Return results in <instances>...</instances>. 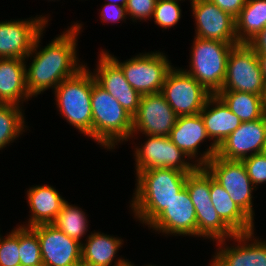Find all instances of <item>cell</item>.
<instances>
[{"mask_svg":"<svg viewBox=\"0 0 266 266\" xmlns=\"http://www.w3.org/2000/svg\"><path fill=\"white\" fill-rule=\"evenodd\" d=\"M107 1H109L108 2L109 4H116V5L126 6L128 0H107ZM117 2H120V4H118Z\"/></svg>","mask_w":266,"mask_h":266,"instance_id":"obj_39","label":"cell"},{"mask_svg":"<svg viewBox=\"0 0 266 266\" xmlns=\"http://www.w3.org/2000/svg\"><path fill=\"white\" fill-rule=\"evenodd\" d=\"M203 167L226 190L232 201L254 221L252 192L256 187L252 184L243 162L225 160L215 155Z\"/></svg>","mask_w":266,"mask_h":266,"instance_id":"obj_9","label":"cell"},{"mask_svg":"<svg viewBox=\"0 0 266 266\" xmlns=\"http://www.w3.org/2000/svg\"><path fill=\"white\" fill-rule=\"evenodd\" d=\"M185 187L196 210L197 236L227 240L235 233L221 220L211 202V175L204 167H198L186 177Z\"/></svg>","mask_w":266,"mask_h":266,"instance_id":"obj_6","label":"cell"},{"mask_svg":"<svg viewBox=\"0 0 266 266\" xmlns=\"http://www.w3.org/2000/svg\"><path fill=\"white\" fill-rule=\"evenodd\" d=\"M265 147L266 115L258 120L241 122L240 126L217 147L216 155L225 160L241 161L264 152Z\"/></svg>","mask_w":266,"mask_h":266,"instance_id":"obj_16","label":"cell"},{"mask_svg":"<svg viewBox=\"0 0 266 266\" xmlns=\"http://www.w3.org/2000/svg\"><path fill=\"white\" fill-rule=\"evenodd\" d=\"M87 68L85 65L74 76L64 79L54 94L60 114L84 136L92 138L91 93L96 79Z\"/></svg>","mask_w":266,"mask_h":266,"instance_id":"obj_4","label":"cell"},{"mask_svg":"<svg viewBox=\"0 0 266 266\" xmlns=\"http://www.w3.org/2000/svg\"><path fill=\"white\" fill-rule=\"evenodd\" d=\"M216 4L221 10L230 14L235 19L239 16L241 9L244 7L246 0H209Z\"/></svg>","mask_w":266,"mask_h":266,"instance_id":"obj_36","label":"cell"},{"mask_svg":"<svg viewBox=\"0 0 266 266\" xmlns=\"http://www.w3.org/2000/svg\"><path fill=\"white\" fill-rule=\"evenodd\" d=\"M253 234L254 231L235 234L231 237L237 243L239 242L235 247H226L225 239L216 241L217 246L220 247L213 256L210 266H266V242L261 239L256 240ZM250 241L253 242L248 243Z\"/></svg>","mask_w":266,"mask_h":266,"instance_id":"obj_20","label":"cell"},{"mask_svg":"<svg viewBox=\"0 0 266 266\" xmlns=\"http://www.w3.org/2000/svg\"><path fill=\"white\" fill-rule=\"evenodd\" d=\"M148 227L167 235L197 236L196 210L186 187Z\"/></svg>","mask_w":266,"mask_h":266,"instance_id":"obj_19","label":"cell"},{"mask_svg":"<svg viewBox=\"0 0 266 266\" xmlns=\"http://www.w3.org/2000/svg\"><path fill=\"white\" fill-rule=\"evenodd\" d=\"M100 18L103 20L101 22H118L124 21L127 16L125 6L116 4H104L102 11L100 12Z\"/></svg>","mask_w":266,"mask_h":266,"instance_id":"obj_35","label":"cell"},{"mask_svg":"<svg viewBox=\"0 0 266 266\" xmlns=\"http://www.w3.org/2000/svg\"><path fill=\"white\" fill-rule=\"evenodd\" d=\"M177 117L161 92L144 94L132 119L131 137L139 132L145 135L169 136Z\"/></svg>","mask_w":266,"mask_h":266,"instance_id":"obj_12","label":"cell"},{"mask_svg":"<svg viewBox=\"0 0 266 266\" xmlns=\"http://www.w3.org/2000/svg\"><path fill=\"white\" fill-rule=\"evenodd\" d=\"M136 175L131 209L135 218L149 226L185 187L188 174L176 169L151 168Z\"/></svg>","mask_w":266,"mask_h":266,"instance_id":"obj_2","label":"cell"},{"mask_svg":"<svg viewBox=\"0 0 266 266\" xmlns=\"http://www.w3.org/2000/svg\"><path fill=\"white\" fill-rule=\"evenodd\" d=\"M169 137L190 160L198 155L201 142L209 138L200 113L177 117Z\"/></svg>","mask_w":266,"mask_h":266,"instance_id":"obj_25","label":"cell"},{"mask_svg":"<svg viewBox=\"0 0 266 266\" xmlns=\"http://www.w3.org/2000/svg\"><path fill=\"white\" fill-rule=\"evenodd\" d=\"M246 172L254 186L266 182V154L264 152L254 154L241 160Z\"/></svg>","mask_w":266,"mask_h":266,"instance_id":"obj_33","label":"cell"},{"mask_svg":"<svg viewBox=\"0 0 266 266\" xmlns=\"http://www.w3.org/2000/svg\"><path fill=\"white\" fill-rule=\"evenodd\" d=\"M157 0H128L125 6L132 20H147L153 16Z\"/></svg>","mask_w":266,"mask_h":266,"instance_id":"obj_34","label":"cell"},{"mask_svg":"<svg viewBox=\"0 0 266 266\" xmlns=\"http://www.w3.org/2000/svg\"><path fill=\"white\" fill-rule=\"evenodd\" d=\"M200 115L209 140H213L203 155L194 161L199 167H203L216 155L217 147L240 126L241 120L216 94L207 99Z\"/></svg>","mask_w":266,"mask_h":266,"instance_id":"obj_13","label":"cell"},{"mask_svg":"<svg viewBox=\"0 0 266 266\" xmlns=\"http://www.w3.org/2000/svg\"><path fill=\"white\" fill-rule=\"evenodd\" d=\"M47 23L45 16L0 22V59H26Z\"/></svg>","mask_w":266,"mask_h":266,"instance_id":"obj_14","label":"cell"},{"mask_svg":"<svg viewBox=\"0 0 266 266\" xmlns=\"http://www.w3.org/2000/svg\"><path fill=\"white\" fill-rule=\"evenodd\" d=\"M92 139L107 149L132 136V119L121 104L97 82L91 93Z\"/></svg>","mask_w":266,"mask_h":266,"instance_id":"obj_3","label":"cell"},{"mask_svg":"<svg viewBox=\"0 0 266 266\" xmlns=\"http://www.w3.org/2000/svg\"><path fill=\"white\" fill-rule=\"evenodd\" d=\"M161 93L178 117L200 113L212 95L184 69L175 67L168 72Z\"/></svg>","mask_w":266,"mask_h":266,"instance_id":"obj_10","label":"cell"},{"mask_svg":"<svg viewBox=\"0 0 266 266\" xmlns=\"http://www.w3.org/2000/svg\"><path fill=\"white\" fill-rule=\"evenodd\" d=\"M22 107L0 103V150L12 143L24 131L25 121Z\"/></svg>","mask_w":266,"mask_h":266,"instance_id":"obj_29","label":"cell"},{"mask_svg":"<svg viewBox=\"0 0 266 266\" xmlns=\"http://www.w3.org/2000/svg\"><path fill=\"white\" fill-rule=\"evenodd\" d=\"M257 59L259 61L260 69L262 71V76L264 83L266 85V54H257Z\"/></svg>","mask_w":266,"mask_h":266,"instance_id":"obj_38","label":"cell"},{"mask_svg":"<svg viewBox=\"0 0 266 266\" xmlns=\"http://www.w3.org/2000/svg\"><path fill=\"white\" fill-rule=\"evenodd\" d=\"M239 43L194 37L190 70L194 77L210 94H217L225 81L226 64L232 47Z\"/></svg>","mask_w":266,"mask_h":266,"instance_id":"obj_5","label":"cell"},{"mask_svg":"<svg viewBox=\"0 0 266 266\" xmlns=\"http://www.w3.org/2000/svg\"><path fill=\"white\" fill-rule=\"evenodd\" d=\"M19 254L21 266H43L38 236L31 228L19 226Z\"/></svg>","mask_w":266,"mask_h":266,"instance_id":"obj_30","label":"cell"},{"mask_svg":"<svg viewBox=\"0 0 266 266\" xmlns=\"http://www.w3.org/2000/svg\"><path fill=\"white\" fill-rule=\"evenodd\" d=\"M196 36L202 39L238 43L236 20L209 0H190Z\"/></svg>","mask_w":266,"mask_h":266,"instance_id":"obj_17","label":"cell"},{"mask_svg":"<svg viewBox=\"0 0 266 266\" xmlns=\"http://www.w3.org/2000/svg\"><path fill=\"white\" fill-rule=\"evenodd\" d=\"M141 148L135 149L136 173L151 168L176 169L187 174L193 173L199 166L185 161L187 155L180 150L169 136L146 135Z\"/></svg>","mask_w":266,"mask_h":266,"instance_id":"obj_11","label":"cell"},{"mask_svg":"<svg viewBox=\"0 0 266 266\" xmlns=\"http://www.w3.org/2000/svg\"><path fill=\"white\" fill-rule=\"evenodd\" d=\"M179 1L181 0H157L152 17L158 26L167 29L178 23L181 18Z\"/></svg>","mask_w":266,"mask_h":266,"instance_id":"obj_31","label":"cell"},{"mask_svg":"<svg viewBox=\"0 0 266 266\" xmlns=\"http://www.w3.org/2000/svg\"><path fill=\"white\" fill-rule=\"evenodd\" d=\"M27 200L32 215L28 224L23 227L28 228L52 224L66 202L58 190L49 185L30 187L27 191Z\"/></svg>","mask_w":266,"mask_h":266,"instance_id":"obj_21","label":"cell"},{"mask_svg":"<svg viewBox=\"0 0 266 266\" xmlns=\"http://www.w3.org/2000/svg\"><path fill=\"white\" fill-rule=\"evenodd\" d=\"M80 209V207L72 206L66 201L52 224L67 236L82 244L81 238L88 231V222L85 212Z\"/></svg>","mask_w":266,"mask_h":266,"instance_id":"obj_28","label":"cell"},{"mask_svg":"<svg viewBox=\"0 0 266 266\" xmlns=\"http://www.w3.org/2000/svg\"><path fill=\"white\" fill-rule=\"evenodd\" d=\"M0 266H21L19 227H15L4 239L0 235Z\"/></svg>","mask_w":266,"mask_h":266,"instance_id":"obj_32","label":"cell"},{"mask_svg":"<svg viewBox=\"0 0 266 266\" xmlns=\"http://www.w3.org/2000/svg\"><path fill=\"white\" fill-rule=\"evenodd\" d=\"M265 88L255 51L247 43L234 45L228 55L225 81L220 91H239L264 96Z\"/></svg>","mask_w":266,"mask_h":266,"instance_id":"obj_7","label":"cell"},{"mask_svg":"<svg viewBox=\"0 0 266 266\" xmlns=\"http://www.w3.org/2000/svg\"><path fill=\"white\" fill-rule=\"evenodd\" d=\"M263 103H264V115H266V88H265V94L263 97Z\"/></svg>","mask_w":266,"mask_h":266,"instance_id":"obj_40","label":"cell"},{"mask_svg":"<svg viewBox=\"0 0 266 266\" xmlns=\"http://www.w3.org/2000/svg\"><path fill=\"white\" fill-rule=\"evenodd\" d=\"M256 54H266V27L247 43Z\"/></svg>","mask_w":266,"mask_h":266,"instance_id":"obj_37","label":"cell"},{"mask_svg":"<svg viewBox=\"0 0 266 266\" xmlns=\"http://www.w3.org/2000/svg\"><path fill=\"white\" fill-rule=\"evenodd\" d=\"M81 26L75 23L39 52L37 49L40 47L43 31L38 35L31 52L26 57L27 59L33 57L31 64L25 66L26 87L30 97H37L49 88L55 90L64 79L74 76L85 66L78 63L76 56V42Z\"/></svg>","mask_w":266,"mask_h":266,"instance_id":"obj_1","label":"cell"},{"mask_svg":"<svg viewBox=\"0 0 266 266\" xmlns=\"http://www.w3.org/2000/svg\"><path fill=\"white\" fill-rule=\"evenodd\" d=\"M37 234L43 266H74L81 262V243L53 224L31 227Z\"/></svg>","mask_w":266,"mask_h":266,"instance_id":"obj_15","label":"cell"},{"mask_svg":"<svg viewBox=\"0 0 266 266\" xmlns=\"http://www.w3.org/2000/svg\"><path fill=\"white\" fill-rule=\"evenodd\" d=\"M81 244V262L90 266H110L123 240L110 235L94 232ZM113 266H127L130 261L119 258Z\"/></svg>","mask_w":266,"mask_h":266,"instance_id":"obj_23","label":"cell"},{"mask_svg":"<svg viewBox=\"0 0 266 266\" xmlns=\"http://www.w3.org/2000/svg\"><path fill=\"white\" fill-rule=\"evenodd\" d=\"M216 95L241 122L258 120L264 116V96L239 91H219Z\"/></svg>","mask_w":266,"mask_h":266,"instance_id":"obj_27","label":"cell"},{"mask_svg":"<svg viewBox=\"0 0 266 266\" xmlns=\"http://www.w3.org/2000/svg\"><path fill=\"white\" fill-rule=\"evenodd\" d=\"M25 59H0V103L21 105L30 99L26 87Z\"/></svg>","mask_w":266,"mask_h":266,"instance_id":"obj_22","label":"cell"},{"mask_svg":"<svg viewBox=\"0 0 266 266\" xmlns=\"http://www.w3.org/2000/svg\"><path fill=\"white\" fill-rule=\"evenodd\" d=\"M127 266H134V264H132V263L130 262Z\"/></svg>","mask_w":266,"mask_h":266,"instance_id":"obj_42","label":"cell"},{"mask_svg":"<svg viewBox=\"0 0 266 266\" xmlns=\"http://www.w3.org/2000/svg\"><path fill=\"white\" fill-rule=\"evenodd\" d=\"M123 70L128 83L141 95L161 92L168 72L173 68L161 52L139 54L124 62L106 52Z\"/></svg>","mask_w":266,"mask_h":266,"instance_id":"obj_8","label":"cell"},{"mask_svg":"<svg viewBox=\"0 0 266 266\" xmlns=\"http://www.w3.org/2000/svg\"><path fill=\"white\" fill-rule=\"evenodd\" d=\"M211 202L221 220L235 233L253 232V220L232 201L226 190L211 176Z\"/></svg>","mask_w":266,"mask_h":266,"instance_id":"obj_24","label":"cell"},{"mask_svg":"<svg viewBox=\"0 0 266 266\" xmlns=\"http://www.w3.org/2000/svg\"><path fill=\"white\" fill-rule=\"evenodd\" d=\"M93 72L96 82L112 95L132 117L137 113L141 94L128 83L121 67L105 52Z\"/></svg>","mask_w":266,"mask_h":266,"instance_id":"obj_18","label":"cell"},{"mask_svg":"<svg viewBox=\"0 0 266 266\" xmlns=\"http://www.w3.org/2000/svg\"><path fill=\"white\" fill-rule=\"evenodd\" d=\"M74 266H90V265H87V264H84V263L80 262L79 264H76Z\"/></svg>","mask_w":266,"mask_h":266,"instance_id":"obj_41","label":"cell"},{"mask_svg":"<svg viewBox=\"0 0 266 266\" xmlns=\"http://www.w3.org/2000/svg\"><path fill=\"white\" fill-rule=\"evenodd\" d=\"M236 20L238 43H248L266 27V0H246Z\"/></svg>","mask_w":266,"mask_h":266,"instance_id":"obj_26","label":"cell"}]
</instances>
